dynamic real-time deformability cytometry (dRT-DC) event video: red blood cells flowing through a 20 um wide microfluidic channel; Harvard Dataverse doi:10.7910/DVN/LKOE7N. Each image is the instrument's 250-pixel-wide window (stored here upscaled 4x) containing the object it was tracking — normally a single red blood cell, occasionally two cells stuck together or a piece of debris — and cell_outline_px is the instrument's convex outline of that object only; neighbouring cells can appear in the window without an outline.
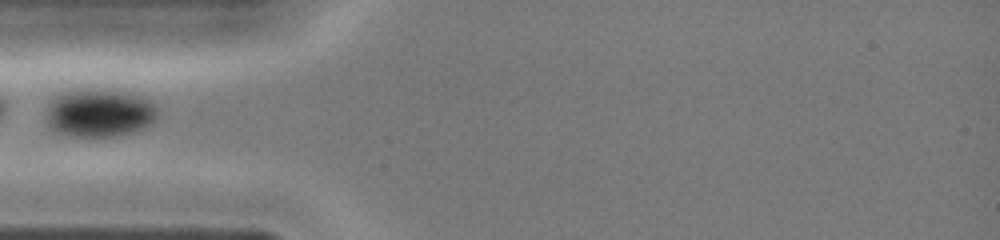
{"species": "common noctule bat (a hibernating species)", "species_latin": "Nyctalus noctula", "temperature_condition": "cold", "stored_images_in_passage": 25, "camera_frame_rate_fps": 3000, "um_per_image_px": 0.085, "animal": {"sex": "female", "body_mass_g": 19.0, "forearm_length_mm": 51.5}, "frame": {"image": 1, "passage_image": 1, "time_ms": 0.0, "image_size_px": [1000, 240], "cell_outline_px": [[156, 116], [140, 132], [120, 136], [76, 136], [56, 132], [48, 124], [48, 100], [56, 96], [68, 92], [100, 88], [136, 96], [148, 100], [156, 108]], "centroid_in_image_um": [8.44, 9.63], "position_along_channel_um": 76.6, "area_um2": 30.63}}
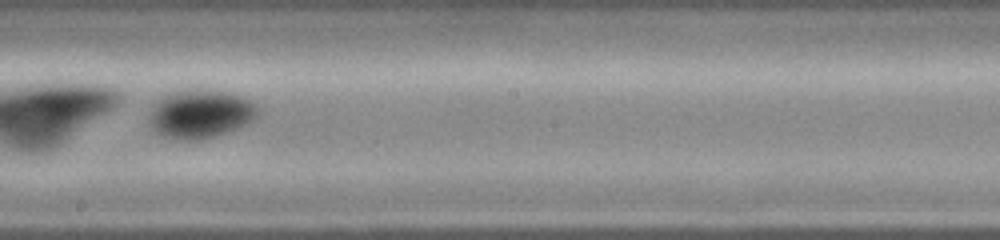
{"frame": {"image": 2, "passage_image": 11, "time_ms": 3.333, "image_size_px": [1000, 240], "cell_outline_px": [[260, 112], [256, 120], [248, 124], [216, 136], [200, 140], [180, 140], [164, 136], [156, 132], [148, 124], [148, 116], [156, 100], [160, 96], [172, 92], [224, 92], [244, 96]], "centroid_in_image_um": [17.01, 9.74], "position_along_channel_um": 231.2, "area_um2": 30.35}}